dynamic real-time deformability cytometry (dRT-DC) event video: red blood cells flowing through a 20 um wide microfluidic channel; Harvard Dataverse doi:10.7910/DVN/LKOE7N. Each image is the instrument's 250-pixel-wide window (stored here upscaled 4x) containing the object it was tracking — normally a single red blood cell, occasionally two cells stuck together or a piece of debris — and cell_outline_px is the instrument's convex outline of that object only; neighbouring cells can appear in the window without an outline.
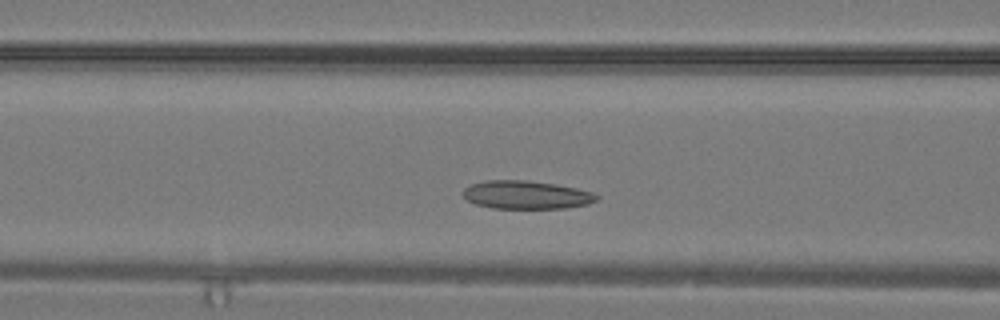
{"species": "common noctule bat (a hibernating species)", "species_latin": "Nyctalus noctula", "temperature_condition": "warm", "stored_images_in_passage": 31, "camera_frame_rate_fps": 3000, "um_per_image_px": 0.085, "animal": {"sex": "male", "body_mass_g": 19.2, "forearm_length_mm": 51.8}, "frame": {"image": 1, "passage_image": 11, "time_ms": 3.333, "image_size_px": [1000, 320], "cell_outline_px": [[600, 196], [596, 200], [588, 204], [564, 208], [492, 208], [476, 204], [468, 200], [464, 196], [464, 188], [472, 184], [484, 180], [524, 180], [556, 184], [576, 188], [592, 192]], "centroid_in_image_um": [44.74, 16.56], "position_along_channel_um": 121.9, "area_um2": 21.85}}
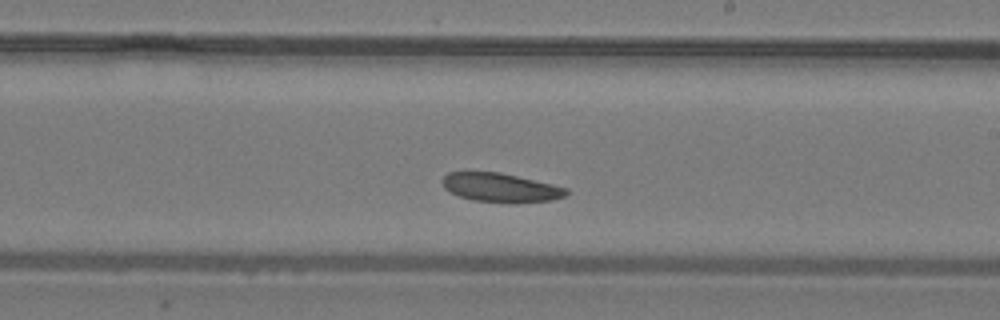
{"frame": {"image": 2, "passage_image": 17, "time_ms": 5.333, "image_size_px": [1000, 320], "cell_outline_px": [[568, 192], [564, 196], [552, 200], [472, 200], [460, 196], [444, 188], [444, 176], [448, 172], [500, 172], [552, 184], [568, 188]], "centroid_in_image_um": [42.53, 15.89], "position_along_channel_um": 246.5, "area_um2": 19.71}}
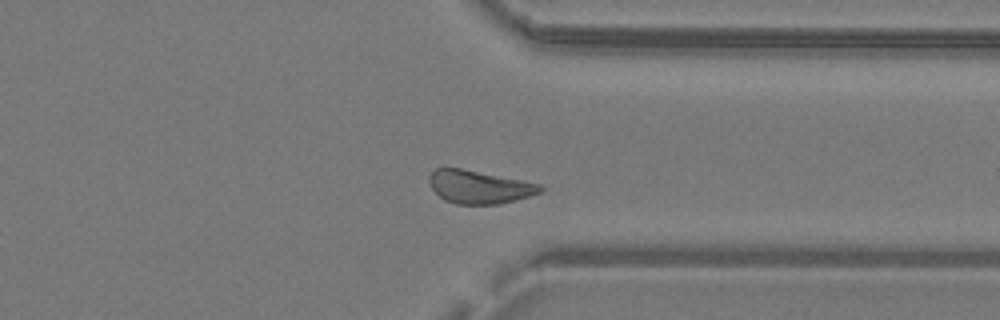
{"frame": {"image": 3, "passage_image": 23, "time_ms": 7.333, "image_size_px": [1000, 320], "cell_outline_px": [[544, 188], [540, 192], [528, 196], [496, 204], [456, 204], [444, 200], [432, 188], [428, 180], [428, 176], [436, 168], [460, 168], [540, 184]], "centroid_in_image_um": [40.68, 15.89], "position_along_channel_um": 370.7, "area_um2": 20.98}}